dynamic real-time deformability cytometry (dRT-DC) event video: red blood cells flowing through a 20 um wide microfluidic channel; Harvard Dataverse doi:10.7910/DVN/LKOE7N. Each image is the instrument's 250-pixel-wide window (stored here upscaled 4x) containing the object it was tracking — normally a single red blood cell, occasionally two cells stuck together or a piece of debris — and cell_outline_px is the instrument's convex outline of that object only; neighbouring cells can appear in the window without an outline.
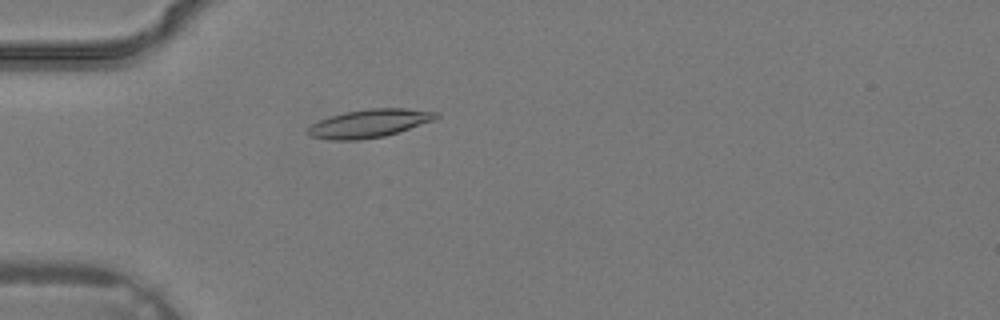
{"species": "common noctule bat (a hibernating species)", "species_latin": "Nyctalus noctula", "temperature_condition": "warm", "stored_images_in_passage": 35, "camera_frame_rate_fps": 3000, "um_per_image_px": 0.085, "animal": {"sex": "male", "body_mass_g": 19.2, "forearm_length_mm": 51.8}, "frame": {"image": 1, "passage_image": 9, "time_ms": 2.667, "image_size_px": [1000, 320], "cell_outline_px": [[440, 116], [436, 120], [384, 136], [356, 140], [328, 140], [308, 136], [308, 128], [312, 124], [320, 120], [344, 112], [368, 108], [404, 108], [440, 112]], "centroid_in_image_um": [31.42, 10.48], "position_along_channel_um": 53.6, "area_um2": 21.1}}
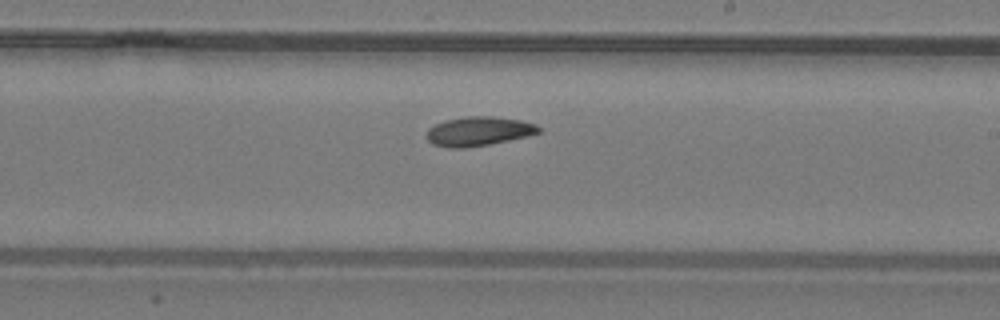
{"frame": {"image": 2, "passage_image": 20, "time_ms": 6.333, "image_size_px": [1000, 320], "cell_outline_px": [[540, 132], [528, 136], [488, 144], [464, 148], [448, 148], [432, 144], [428, 140], [428, 128], [444, 120], [464, 116], [492, 116], [520, 120], [536, 124], [540, 128]], "centroid_in_image_um": [40.67, 11.15], "position_along_channel_um": 248.3, "area_um2": 19.02}}
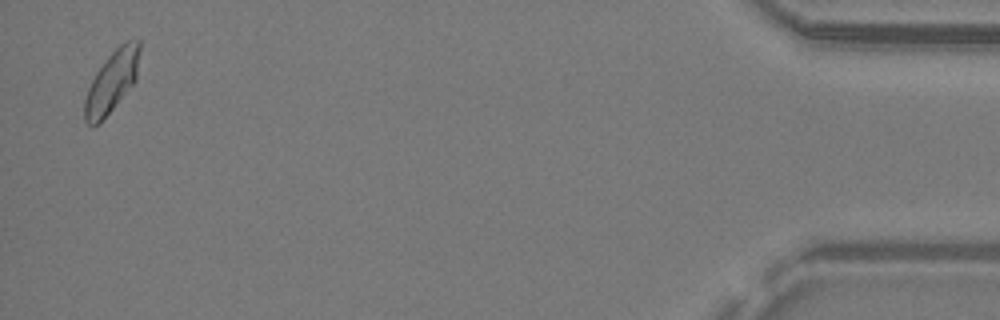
{"frame": {"image": 3, "passage_image": 34, "time_ms": 11.0, "image_size_px": [1000, 320], "cell_outline_px": [[140, 48], [136, 80], [100, 124], [92, 128], [84, 120], [84, 100], [88, 88], [96, 72], [108, 56], [120, 44], [128, 40], [140, 40]], "centroid_in_image_um": [9.49, 6.97], "position_along_channel_um": 425.7, "area_um2": 19.71}}